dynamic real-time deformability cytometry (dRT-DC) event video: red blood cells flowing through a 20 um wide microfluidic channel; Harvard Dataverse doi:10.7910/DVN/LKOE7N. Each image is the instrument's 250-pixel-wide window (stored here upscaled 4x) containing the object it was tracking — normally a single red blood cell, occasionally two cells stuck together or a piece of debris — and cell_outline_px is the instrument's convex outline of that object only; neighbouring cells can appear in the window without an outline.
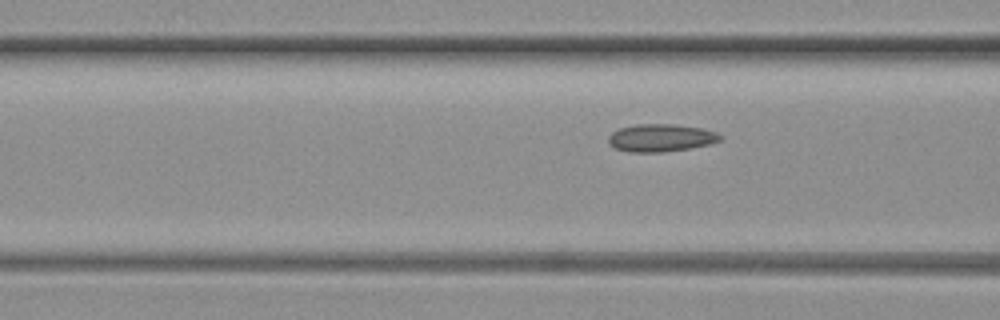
{"species": "common noctule bat (a hibernating species)", "species_latin": "Nyctalus noctula", "temperature_condition": "warm", "stored_images_in_passage": 47, "camera_frame_rate_fps": 3000, "um_per_image_px": 0.085, "animal": {"sex": "female", "body_mass_g": 19.3, "forearm_length_mm": 54.1}, "frame": {"image": 1, "passage_image": 20, "time_ms": 6.333, "image_size_px": [1000, 320], "cell_outline_px": [[724, 140], [708, 144], [688, 148], [664, 152], [628, 152], [616, 148], [608, 144], [608, 136], [612, 132], [620, 128], [636, 124], [672, 124], [700, 128], [716, 132], [724, 136]], "centroid_in_image_um": [56.17, 11.72], "position_along_channel_um": 110.4, "area_um2": 18.03}}
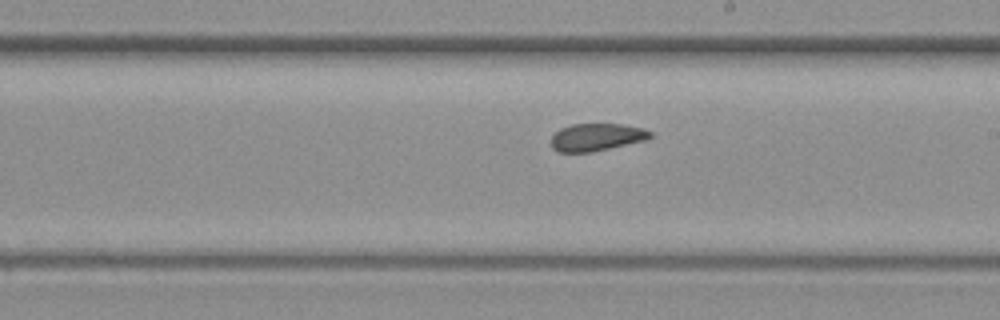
{"frame": {"image": 2, "passage_image": 33, "time_ms": 10.667, "image_size_px": [1000, 320], "cell_outline_px": [[652, 136], [644, 140], [592, 152], [560, 152], [552, 148], [552, 136], [560, 128], [572, 124], [620, 124], [644, 128], [652, 132]], "centroid_in_image_um": [50.7, 11.65], "position_along_channel_um": 238.3, "area_um2": 15.72}}
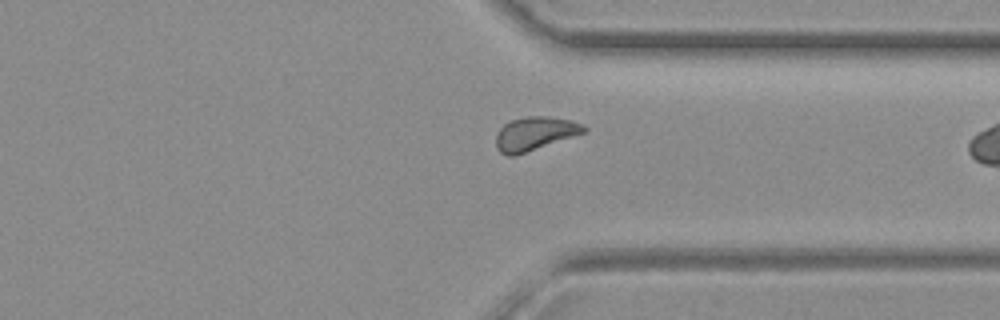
{"frame": {"image": 3, "passage_image": 46, "time_ms": 15.0, "image_size_px": [1000, 320], "cell_outline_px": [[588, 132], [516, 156], [508, 156], [500, 152], [496, 148], [496, 132], [504, 124], [512, 120], [524, 116], [548, 116], [572, 120], [584, 124], [588, 128]], "centroid_in_image_um": [45.5, 11.36], "position_along_channel_um": 365.9, "area_um2": 17.69}}